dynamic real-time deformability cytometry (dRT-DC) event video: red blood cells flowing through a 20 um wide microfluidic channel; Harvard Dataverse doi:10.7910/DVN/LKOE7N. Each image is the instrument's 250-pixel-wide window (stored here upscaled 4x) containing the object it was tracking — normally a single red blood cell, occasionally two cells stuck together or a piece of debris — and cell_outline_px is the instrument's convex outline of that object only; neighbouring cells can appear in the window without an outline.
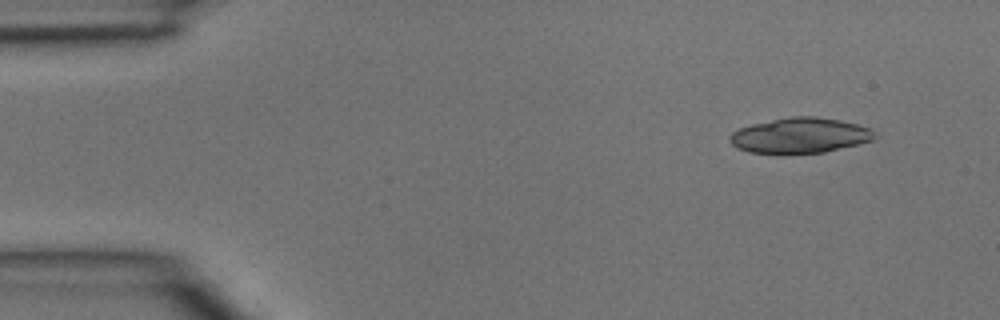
{"species": "common noctule bat (a hibernating species)", "species_latin": "Nyctalus noctula", "temperature_condition": "room temperature", "stored_images_in_passage": 3, "camera_frame_rate_fps": 3000, "um_per_image_px": 0.085, "animal": {"sex": "male", "body_mass_g": 15.6}, "frame": {"image": 1, "passage_image": 1, "time_ms": 0.0, "image_size_px": [1000, 320], "cell_outline_px": [[876, 136], [872, 140], [860, 144], [824, 152], [748, 152], [736, 148], [728, 140], [728, 136], [732, 132], [740, 128], [752, 124], [792, 116], [816, 116], [840, 120], [872, 128]], "centroid_in_image_um": [68.01, 11.5], "position_along_channel_um": 17.0, "area_um2": 29.54}}